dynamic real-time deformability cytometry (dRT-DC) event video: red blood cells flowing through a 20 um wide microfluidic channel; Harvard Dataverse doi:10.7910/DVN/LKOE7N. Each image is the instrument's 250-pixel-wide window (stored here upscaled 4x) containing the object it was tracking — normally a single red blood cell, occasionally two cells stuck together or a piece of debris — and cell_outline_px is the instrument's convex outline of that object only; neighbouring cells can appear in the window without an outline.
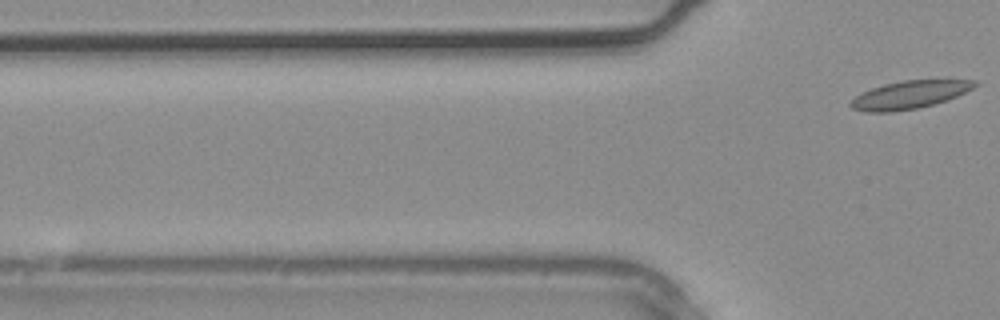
{"species": "common noctule bat (a hibernating species)", "species_latin": "Nyctalus noctula", "temperature_condition": "warm", "stored_images_in_passage": 3, "camera_frame_rate_fps": 3000, "um_per_image_px": 0.085, "animal": {"sex": "male", "body_mass_g": 20.4}, "frame": {"image": 1, "passage_image": 3, "time_ms": 0.667, "image_size_px": [1000, 320], "cell_outline_px": [[980, 84], [956, 96], [932, 104], [916, 108], [892, 112], [864, 112], [852, 108], [848, 104], [856, 96], [872, 88], [884, 84], [904, 80], [976, 80]], "centroid_in_image_um": [77.28, 8.05], "position_along_channel_um": 48.5, "area_um2": 19.83}}